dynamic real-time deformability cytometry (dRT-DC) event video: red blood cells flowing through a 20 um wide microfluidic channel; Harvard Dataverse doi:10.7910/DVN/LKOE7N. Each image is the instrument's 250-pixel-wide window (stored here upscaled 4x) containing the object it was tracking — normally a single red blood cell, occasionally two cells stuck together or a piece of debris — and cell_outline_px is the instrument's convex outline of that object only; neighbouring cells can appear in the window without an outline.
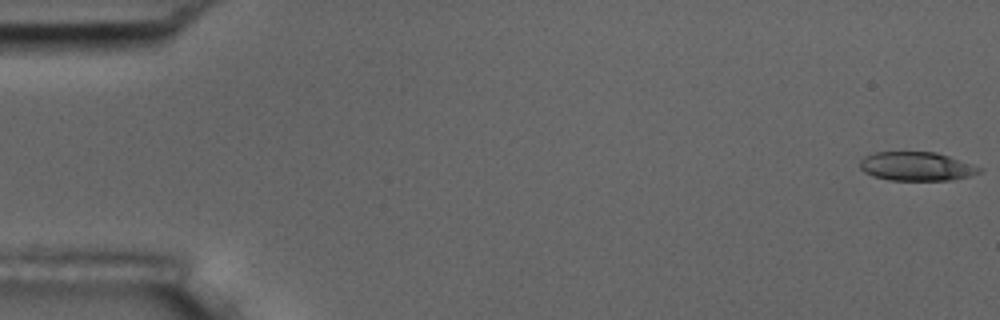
{"species": "common noctule bat (a hibernating species)", "species_latin": "Nyctalus noctula", "temperature_condition": "room temperature", "stored_images_in_passage": 5, "camera_frame_rate_fps": 3000, "um_per_image_px": 0.085, "animal": {"sex": "male", "body_mass_g": 17.5, "forearm_length_mm": 52.3}, "frame": {"image": 1, "passage_image": 5, "time_ms": 5.667, "image_size_px": [1000, 320], "cell_outline_px": [[984, 168], [980, 172], [968, 176], [952, 180], [888, 180], [872, 176], [864, 172], [860, 168], [860, 160], [864, 156], [876, 152], [936, 152]], "centroid_in_image_um": [77.88, 14.14], "position_along_channel_um": 7.1, "area_um2": 20.06}}